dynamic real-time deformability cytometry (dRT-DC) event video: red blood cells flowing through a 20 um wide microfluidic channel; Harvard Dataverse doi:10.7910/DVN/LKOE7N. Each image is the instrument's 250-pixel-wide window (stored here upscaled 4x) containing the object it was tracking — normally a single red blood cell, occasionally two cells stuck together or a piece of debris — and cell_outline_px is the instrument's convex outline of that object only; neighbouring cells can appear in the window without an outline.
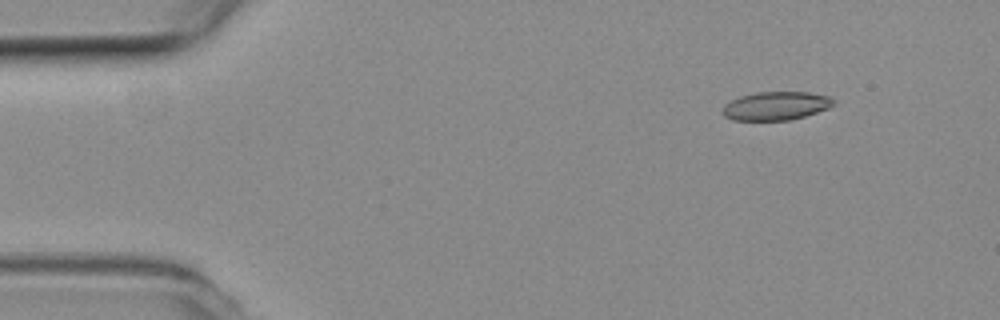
{"species": "common noctule bat (a hibernating species)", "species_latin": "Nyctalus noctula", "temperature_condition": "room temperature", "stored_images_in_passage": 41, "camera_frame_rate_fps": 3000, "um_per_image_px": 0.085, "animal": {"sex": "female", "body_mass_g": 19.3, "forearm_length_mm": 54.1}, "frame": {"image": 1, "passage_image": 1, "time_ms": 0.0, "image_size_px": [1000, 320], "cell_outline_px": [[836, 104], [828, 108], [804, 116], [788, 120], [732, 120], [724, 116], [720, 112], [724, 104], [740, 96], [756, 92], [808, 92], [828, 96], [836, 100]], "centroid_in_image_um": [65.93, 8.99], "position_along_channel_um": 19.1, "area_um2": 18.5}}
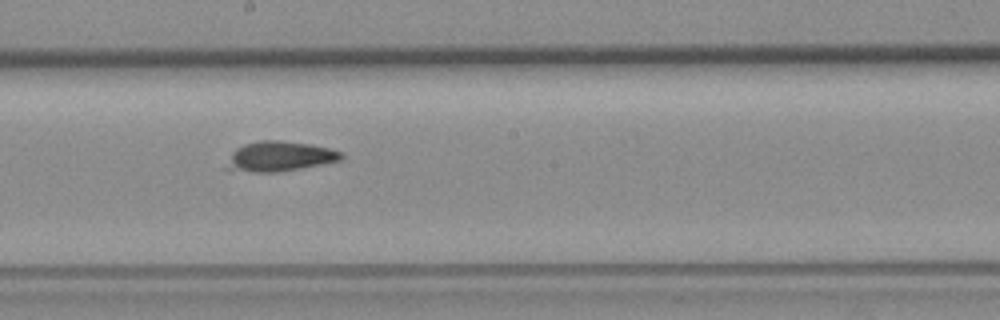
{"frame": {"image": 2, "passage_image": 24, "time_ms": 7.667, "image_size_px": [1000, 320], "cell_outline_px": [[344, 156], [340, 160], [300, 168], [276, 172], [252, 172], [224, 168], [232, 152], [236, 148], [244, 144], [260, 140], [280, 140], [308, 144], [328, 148], [344, 152]], "centroid_in_image_um": [23.75, 13.28], "position_along_channel_um": 224.4, "area_um2": 19.83}}
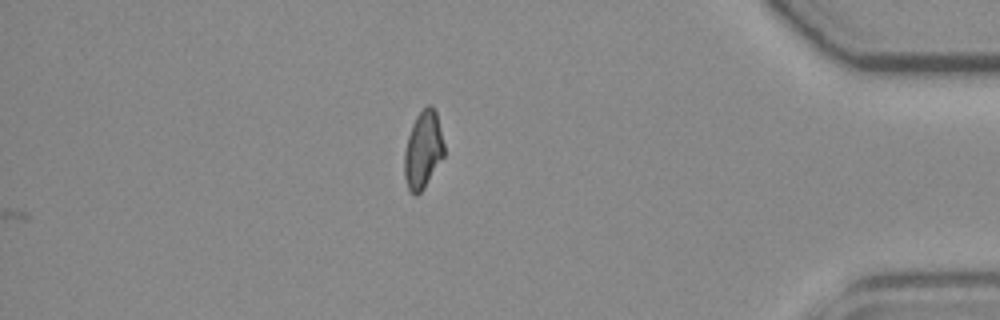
{"frame": {"image": 3, "passage_image": 41, "time_ms": 13.333, "image_size_px": [1000, 320], "cell_outline_px": [[444, 156], [424, 188], [416, 196], [408, 192], [404, 176], [404, 152], [408, 136], [412, 124], [416, 116], [428, 104], [432, 104], [436, 112], [444, 144]], "centroid_in_image_um": [35.95, 12.76], "position_along_channel_um": 399.3, "area_um2": 18.03}, "authors_computed_cell_mechanics": {"area_um2": 19.4786, "velocity_mm_per_s": 3.8125, "shape_relaxation_time_tau1_ms": null, "shape_relaxation_time_tau2_ms": 1.6621, "deformation_change_tau1": null, "deformation_change_tau2": 0.0672}}